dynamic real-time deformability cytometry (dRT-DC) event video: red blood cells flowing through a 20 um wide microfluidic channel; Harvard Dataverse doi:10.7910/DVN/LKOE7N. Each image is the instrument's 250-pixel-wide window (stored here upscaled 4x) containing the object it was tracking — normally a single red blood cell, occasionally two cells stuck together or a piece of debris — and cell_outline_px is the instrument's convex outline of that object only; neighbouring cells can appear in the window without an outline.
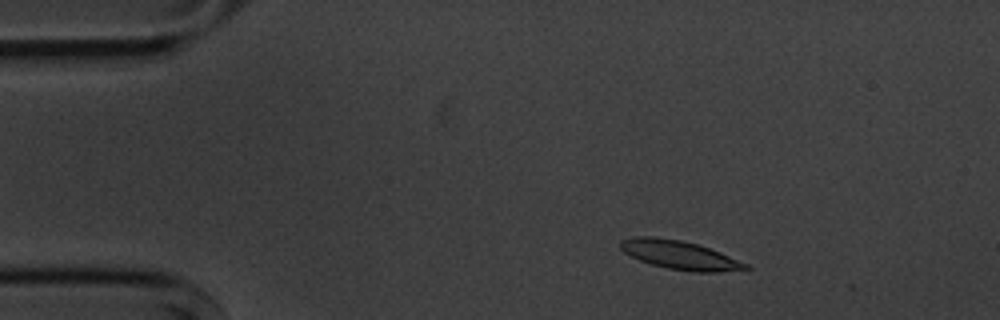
{"species": "common noctule bat (a hibernating species)", "species_latin": "Nyctalus noctula", "temperature_condition": "cold", "stored_images_in_passage": 4, "camera_frame_rate_fps": 3000, "um_per_image_px": 0.085, "animal": {"sex": "male", "body_mass_g": 20.1, "forearm_length_mm": 53.5}, "frame": {"image": 1, "passage_image": 2, "time_ms": 1.333, "image_size_px": [1000, 320], "cell_outline_px": [[752, 268], [716, 272], [692, 272], [668, 268], [652, 264], [640, 260], [624, 252], [620, 248], [620, 240], [636, 236], [656, 236], [680, 240], [696, 244], [720, 252], [748, 264]], "centroid_in_image_um": [57.75, 21.67], "position_along_channel_um": 27.2, "area_um2": 20.75}}